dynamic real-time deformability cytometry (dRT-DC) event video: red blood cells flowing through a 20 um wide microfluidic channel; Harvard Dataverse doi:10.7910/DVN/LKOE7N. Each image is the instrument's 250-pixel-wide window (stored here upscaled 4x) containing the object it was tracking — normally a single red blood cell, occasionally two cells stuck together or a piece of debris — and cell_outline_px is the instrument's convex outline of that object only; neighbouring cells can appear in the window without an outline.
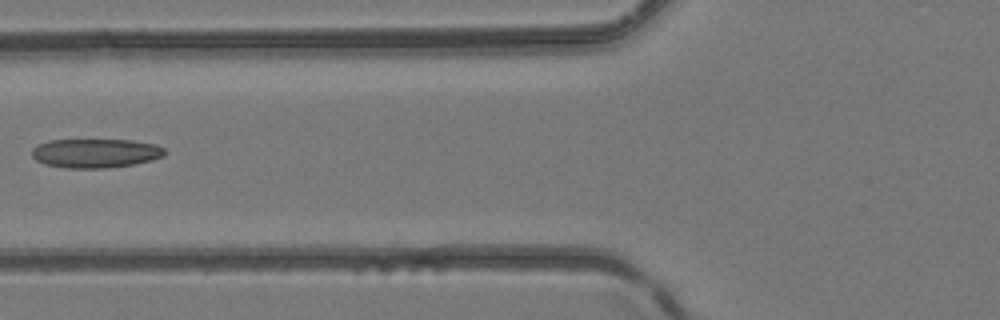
{"species": "common noctule bat (a hibernating species)", "species_latin": "Nyctalus noctula", "temperature_condition": "room temperature", "stored_images_in_passage": 4, "camera_frame_rate_fps": 3000, "um_per_image_px": 0.085, "animal": {"sex": "female", "body_mass_g": 24.6, "forearm_length_mm": 56.2}, "frame": {"image": 1, "passage_image": 4, "time_ms": 1.0, "image_size_px": [1000, 320], "cell_outline_px": [[168, 152], [164, 156], [152, 160], [132, 164], [108, 168], [64, 168], [44, 164], [36, 160], [32, 156], [32, 148], [36, 144], [48, 140], [132, 140], [156, 144], [164, 148]], "centroid_in_image_um": [8.11, 13.02], "position_along_channel_um": 117.7, "area_um2": 22.77}}